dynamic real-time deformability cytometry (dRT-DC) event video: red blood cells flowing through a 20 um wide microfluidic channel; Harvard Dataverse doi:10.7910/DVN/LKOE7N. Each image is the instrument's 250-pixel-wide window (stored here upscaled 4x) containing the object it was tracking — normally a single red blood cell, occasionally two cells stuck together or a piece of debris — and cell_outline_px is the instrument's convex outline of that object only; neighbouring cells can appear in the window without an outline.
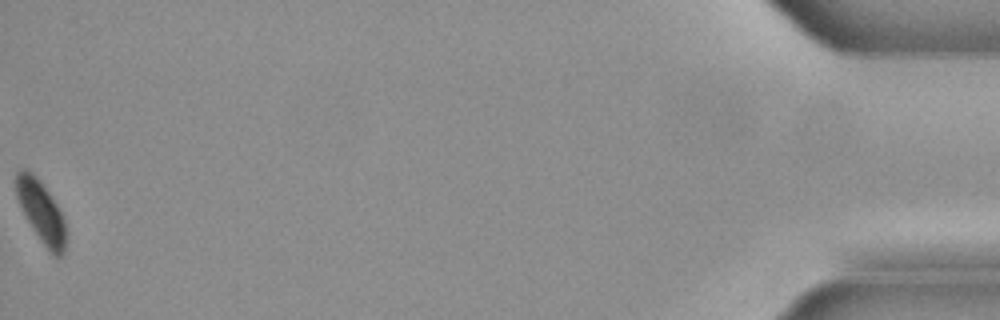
{"species": "common noctule bat (a hibernating species)", "species_latin": "Nyctalus noctula", "temperature_condition": "cold", "stored_images_in_passage": 44, "camera_frame_rate_fps": 3000, "um_per_image_px": 0.085, "animal": {"sex": "male", "body_mass_g": 21.5, "forearm_length_mm": 52.0}, "frame": {"image": 1, "passage_image": 44, "time_ms": 14.333, "image_size_px": [1000, 320], "cell_outline_px": [[64, 252], [60, 256], [52, 256], [40, 240], [32, 228], [16, 196], [16, 172], [20, 168], [24, 168], [32, 172], [36, 176], [48, 192], [56, 204], [64, 220]], "centroid_in_image_um": [3.47, 17.98], "position_along_channel_um": 431.7, "area_um2": 17.4}}